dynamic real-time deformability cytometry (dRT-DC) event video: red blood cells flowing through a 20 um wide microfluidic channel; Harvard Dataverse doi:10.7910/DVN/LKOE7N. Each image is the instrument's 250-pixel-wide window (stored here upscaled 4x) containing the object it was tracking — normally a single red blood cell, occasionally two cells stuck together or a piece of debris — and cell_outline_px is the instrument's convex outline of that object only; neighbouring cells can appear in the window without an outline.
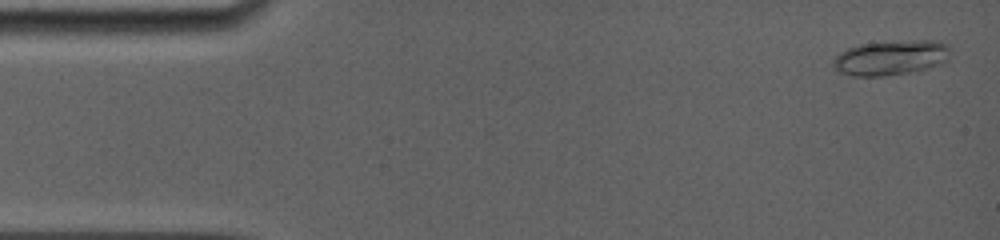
{"species": "common noctule bat (a hibernating species)", "species_latin": "Nyctalus noctula", "temperature_condition": "room temperature", "stored_images_in_passage": 40, "camera_frame_rate_fps": 5000, "um_per_image_px": 0.085, "animal": {"sex": "female", "body_mass_g": 19.0, "forearm_length_mm": 56.7}, "frame": {"image": 1, "passage_image": 2, "time_ms": 0.2, "image_size_px": [1000, 240], "cell_outline_px": [[948, 60], [944, 64], [928, 68], [908, 72], [880, 76], [852, 76], [840, 72], [832, 64], [832, 60], [840, 52], [848, 48], [860, 44], [912, 40], [940, 40], [948, 44]], "centroid_in_image_um": [75.75, 4.9], "position_along_channel_um": 9.3, "area_um2": 23.81}}
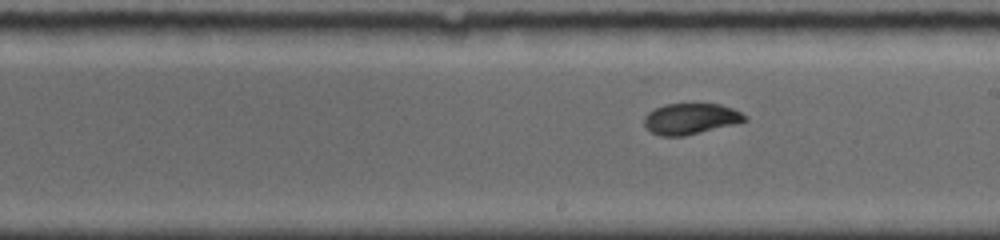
{"frame": {"image": 2, "passage_image": 28, "time_ms": 8.8, "image_size_px": [1000, 240], "cell_outline_px": [[748, 120], [736, 124], [684, 136], [660, 136], [652, 132], [644, 124], [644, 116], [648, 112], [664, 104], [720, 104], [732, 108], [748, 116]], "centroid_in_image_um": [58.72, 10.1], "position_along_channel_um": 230.3, "area_um2": 18.15}}
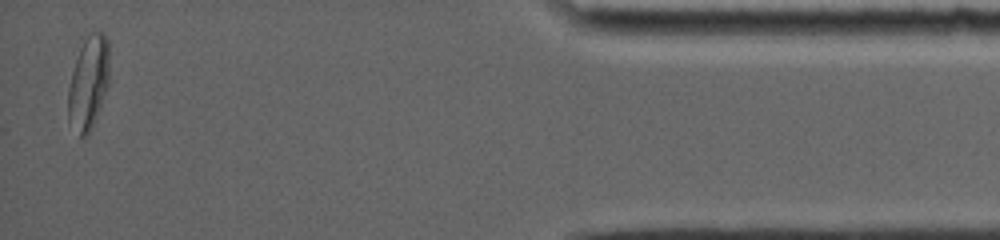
{"frame": {"image": 3, "passage_image": 40, "time_ms": 15.4, "image_size_px": [1000, 240], "cell_outline_px": [[108, 84], [88, 136], [80, 136], [68, 124], [68, 88], [72, 72], [84, 32], [104, 32], [108, 40]], "centroid_in_image_um": [7.49, 6.97], "position_along_channel_um": 427.7, "area_um2": 22.54}, "authors_computed_cell_mechanics": {"area_um2": 19.4786, "velocity_mm_per_s": 3.895, "shape_relaxation_time_tau1_ms": null, "shape_relaxation_time_tau2_ms": 0.8733, "deformation_change_tau1": null, "deformation_change_tau2": 0.0412}}